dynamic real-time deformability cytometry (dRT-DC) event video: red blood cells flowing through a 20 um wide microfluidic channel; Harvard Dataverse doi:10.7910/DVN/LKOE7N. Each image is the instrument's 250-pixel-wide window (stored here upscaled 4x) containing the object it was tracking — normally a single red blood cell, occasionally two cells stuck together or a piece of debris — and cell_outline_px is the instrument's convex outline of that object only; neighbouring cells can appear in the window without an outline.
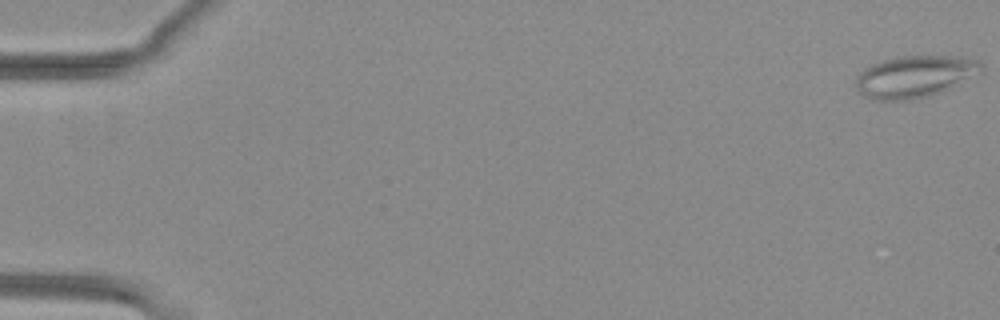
{"species": "common noctule bat (a hibernating species)", "species_latin": "Nyctalus noctula", "temperature_condition": "warm", "stored_images_in_passage": 53, "camera_frame_rate_fps": 3000, "um_per_image_px": 0.085, "animal": {"sex": "female", "body_mass_g": 29.2, "forearm_length_mm": 56.3}, "frame": {"image": 1, "passage_image": 1, "time_ms": 0.0, "image_size_px": [1000, 320], "cell_outline_px": [[984, 72], [948, 88], [928, 96], [912, 100], [876, 100], [864, 96], [856, 88], [856, 76], [864, 68], [880, 60], [896, 56], [960, 56], [976, 60], [984, 68]], "centroid_in_image_um": [77.73, 6.49], "position_along_channel_um": 7.3, "area_um2": 30.69}}
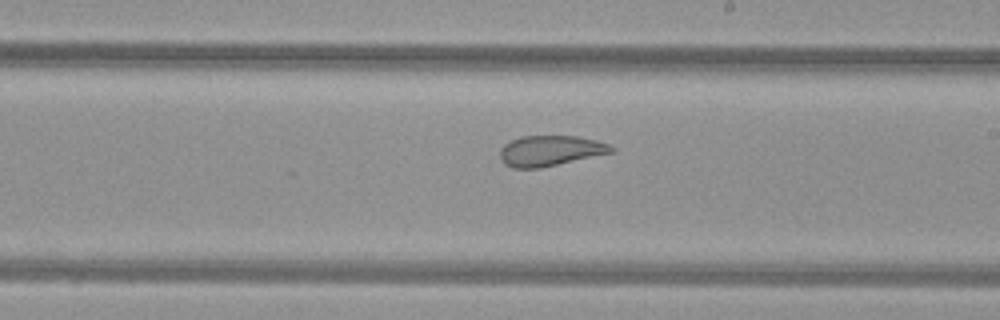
{"frame": {"image": 2, "passage_image": 32, "time_ms": 10.333, "image_size_px": [1000, 320], "cell_outline_px": [[616, 148], [612, 152], [540, 168], [512, 168], [504, 164], [500, 160], [500, 148], [504, 144], [520, 136], [576, 136], [596, 140], [608, 144]], "centroid_in_image_um": [46.73, 12.81], "position_along_channel_um": 242.3, "area_um2": 19.71}}
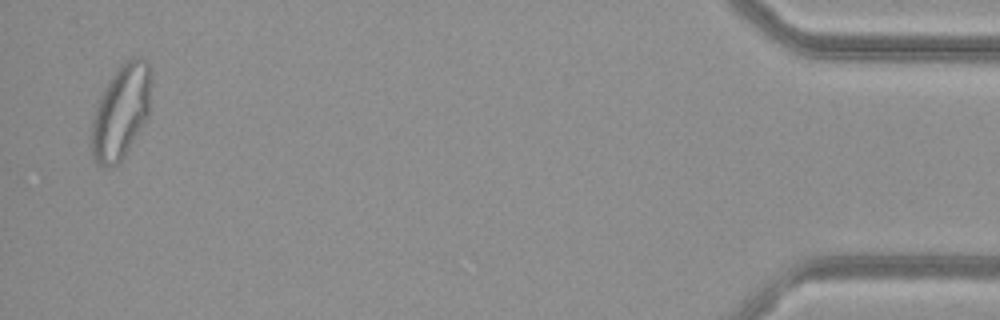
{"frame": {"image": 3, "passage_image": 52, "time_ms": 17.0, "image_size_px": [1000, 320], "cell_outline_px": [[152, 76], [148, 116], [128, 148], [120, 160], [116, 164], [104, 168], [100, 168], [92, 160], [92, 120], [96, 104], [108, 80], [120, 64], [124, 60], [136, 56], [148, 60], [152, 68]], "centroid_in_image_um": [10.29, 9.43], "position_along_channel_um": 424.9, "area_um2": 33.0}, "authors_computed_cell_mechanics": {"area_um2": 27.3972, "velocity_mm_per_s": 3.9992, "shape_relaxation_time_tau1_ms": null, "shape_relaxation_time_tau2_ms": 1.9436, "deformation_change_tau1": null, "deformation_change_tau2": 0.0837}}